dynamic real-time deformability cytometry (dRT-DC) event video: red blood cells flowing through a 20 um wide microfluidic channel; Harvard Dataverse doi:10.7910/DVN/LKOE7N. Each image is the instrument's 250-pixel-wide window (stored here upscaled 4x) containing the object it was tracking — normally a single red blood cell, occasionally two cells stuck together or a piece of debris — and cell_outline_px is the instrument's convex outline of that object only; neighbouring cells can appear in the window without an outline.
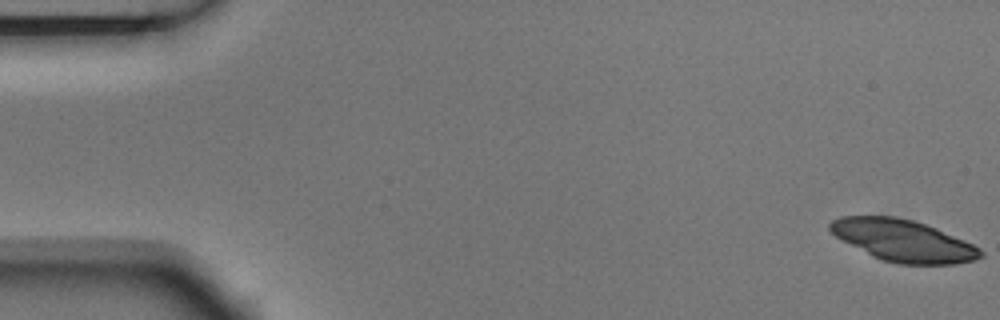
{"species": "Egyptian fruit bat (a non-hibernating species)", "species_latin": "Rousettus aegyptiacus", "temperature_condition": "room temperature", "stored_images_in_passage": 5, "camera_frame_rate_fps": 3000, "um_per_image_px": 0.085, "animal": {"sex": "male"}, "frame": {"image": 1, "passage_image": 1, "time_ms": 0.0, "image_size_px": [1000, 320], "cell_outline_px": [[984, 256], [976, 260], [956, 264], [896, 264], [880, 260], [872, 256], [836, 236], [828, 228], [828, 224], [832, 220], [840, 216], [896, 216], [912, 220], [936, 228], [964, 240], [980, 248], [984, 252]], "centroid_in_image_um": [76.79, 20.46], "position_along_channel_um": 8.2, "area_um2": 36.59}}